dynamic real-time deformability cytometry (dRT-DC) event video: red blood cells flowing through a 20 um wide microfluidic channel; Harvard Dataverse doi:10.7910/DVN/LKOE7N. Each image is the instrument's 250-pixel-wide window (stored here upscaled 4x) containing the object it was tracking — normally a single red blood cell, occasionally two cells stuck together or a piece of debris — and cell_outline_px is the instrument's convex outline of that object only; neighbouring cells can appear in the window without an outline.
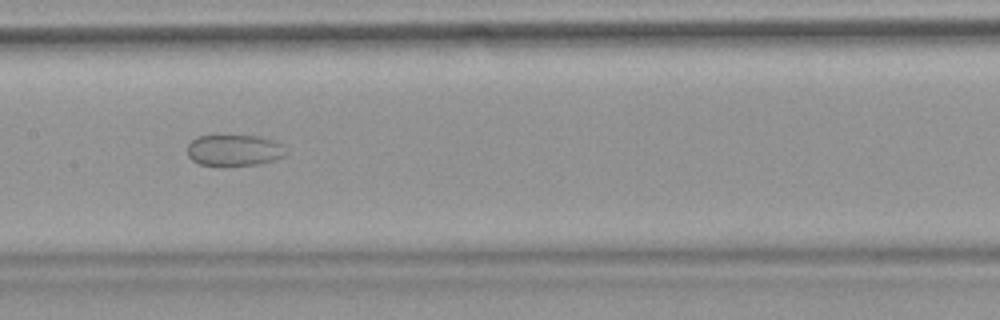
{"species": "common noctule bat (a hibernating species)", "species_latin": "Nyctalus noctula", "temperature_condition": "warm", "stored_images_in_passage": 44, "camera_frame_rate_fps": 3000, "um_per_image_px": 0.085, "animal": {"sex": "female", "body_mass_g": 18.4}, "frame": {"image": 1, "passage_image": 17, "time_ms": 5.333, "image_size_px": [1000, 320], "cell_outline_px": [[288, 152], [284, 156], [272, 160], [256, 164], [228, 168], [220, 168], [200, 164], [192, 160], [188, 156], [188, 144], [196, 136], [260, 136], [272, 140], [280, 144]], "centroid_in_image_um": [19.87, 12.81], "position_along_channel_um": 187.5, "area_um2": 18.38}}
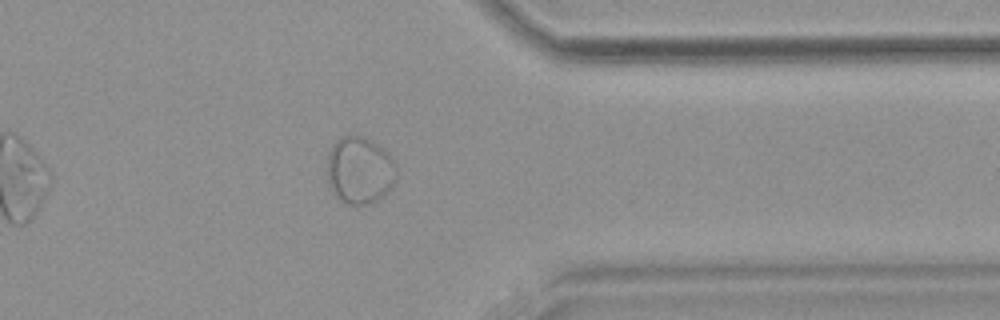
{"frame": {"image": 2, "passage_image": 33, "time_ms": 10.667, "image_size_px": [1000, 320], "cell_outline_px": [[396, 176], [392, 188], [376, 200], [368, 204], [348, 204], [340, 200], [328, 180], [328, 152], [332, 144], [336, 140], [344, 136], [356, 132], [376, 144], [388, 152], [396, 164]], "centroid_in_image_um": [30.59, 14.43], "position_along_channel_um": 380.8, "area_um2": 27.11}}
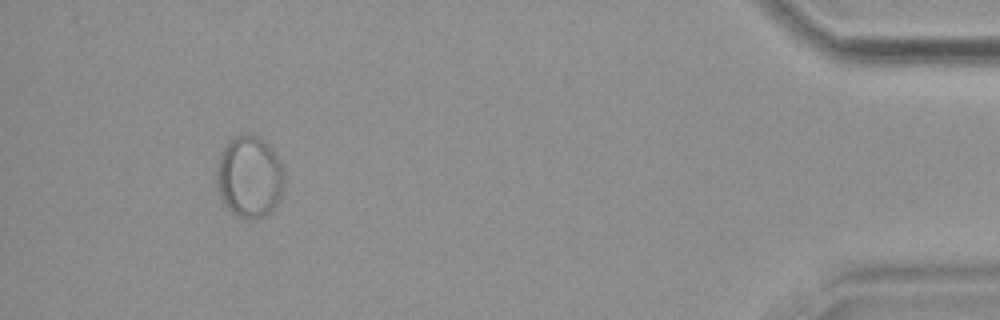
{"frame": {"image": 3, "passage_image": 40, "time_ms": 13.0, "image_size_px": [1000, 320], "cell_outline_px": [[284, 184], [280, 196], [276, 204], [264, 216], [256, 220], [248, 220], [232, 212], [224, 204], [220, 192], [220, 156], [228, 140], [232, 136], [256, 136], [264, 140], [272, 148], [284, 172]], "centroid_in_image_um": [21.26, 15.04], "position_along_channel_um": 413.9, "area_um2": 31.21}}